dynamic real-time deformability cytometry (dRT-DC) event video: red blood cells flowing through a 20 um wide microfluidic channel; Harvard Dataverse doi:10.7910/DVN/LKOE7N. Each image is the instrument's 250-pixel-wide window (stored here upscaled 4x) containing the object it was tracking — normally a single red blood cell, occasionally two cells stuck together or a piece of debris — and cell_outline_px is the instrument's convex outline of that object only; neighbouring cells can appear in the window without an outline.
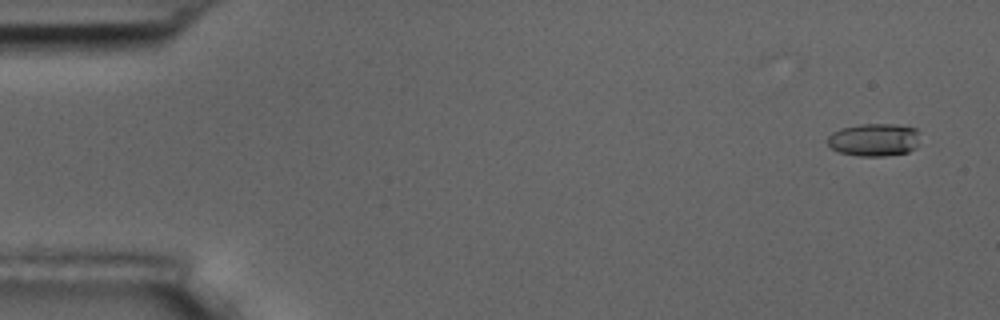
{"species": "common noctule bat (a hibernating species)", "species_latin": "Nyctalus noctula", "temperature_condition": "room temperature", "stored_images_in_passage": 5, "camera_frame_rate_fps": 3000, "um_per_image_px": 0.085, "animal": {"sex": "male", "body_mass_g": 17.5, "forearm_length_mm": 52.3}, "frame": {"image": 1, "passage_image": 1, "time_ms": 0.0, "image_size_px": [1000, 320], "cell_outline_px": [[916, 148], [908, 152], [884, 156], [856, 156], [836, 152], [828, 144], [828, 136], [832, 132], [840, 128], [860, 124], [896, 124], [916, 128]], "centroid_in_image_um": [74.24, 11.89], "position_along_channel_um": 10.8, "area_um2": 17.69}}
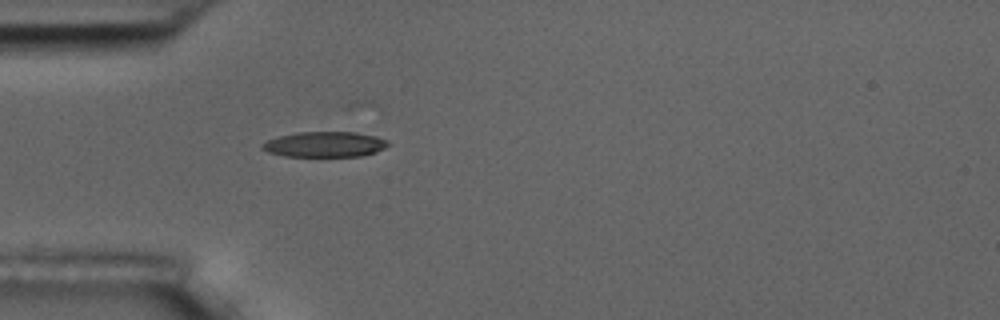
{"frame": {"image": 2, "passage_image": 5, "time_ms": 4.667, "image_size_px": [1000, 320], "cell_outline_px": [[392, 144], [376, 152], [360, 156], [284, 156], [268, 152], [260, 148], [260, 144], [268, 140], [280, 136], [300, 132], [356, 132], [376, 136], [388, 140]], "centroid_in_image_um": [27.63, 12.27], "position_along_channel_um": 57.4, "area_um2": 18.67}}